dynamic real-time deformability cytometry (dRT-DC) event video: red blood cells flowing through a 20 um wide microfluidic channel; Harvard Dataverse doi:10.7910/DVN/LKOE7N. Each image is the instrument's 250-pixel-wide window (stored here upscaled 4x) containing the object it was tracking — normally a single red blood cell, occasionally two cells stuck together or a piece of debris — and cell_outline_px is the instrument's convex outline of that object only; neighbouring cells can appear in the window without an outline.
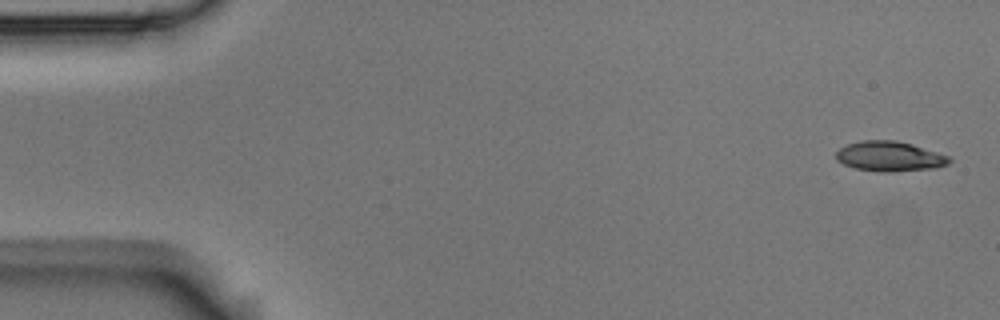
{"species": "Egyptian fruit bat (a non-hibernating species)", "species_latin": "Rousettus aegyptiacus", "temperature_condition": "room temperature", "stored_images_in_passage": 50, "camera_frame_rate_fps": 3000, "um_per_image_px": 0.085, "animal": {"sex": "male"}, "frame": {"image": 1, "passage_image": 1, "time_ms": 0.0, "image_size_px": [1000, 320], "cell_outline_px": [[952, 160], [948, 164], [936, 168], [896, 172], [880, 172], [856, 168], [844, 164], [836, 160], [836, 152], [840, 148], [848, 144], [860, 140], [896, 140], [912, 144], [952, 156]], "centroid_in_image_um": [75.67, 13.29], "position_along_channel_um": 9.3, "area_um2": 20.06}}
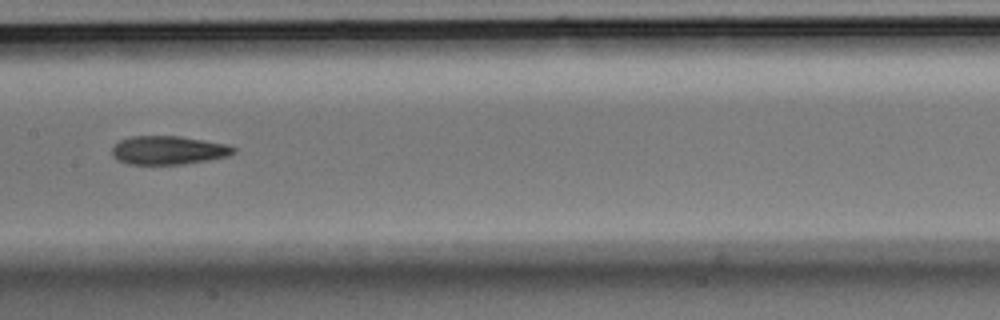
{"frame": {"image": 2, "passage_image": 26, "time_ms": 8.333, "image_size_px": [1000, 320], "cell_outline_px": [[236, 152], [228, 156], [208, 160], [184, 164], [128, 164], [116, 160], [112, 156], [112, 148], [120, 140], [132, 136], [180, 136], [228, 144], [236, 148]], "centroid_in_image_um": [14.32, 12.77], "position_along_channel_um": 193.1, "area_um2": 20.35}}
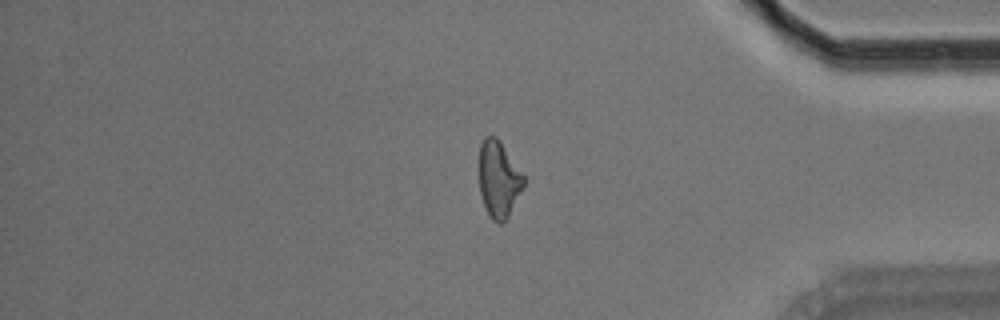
{"frame": {"image": 3, "passage_image": 44, "time_ms": 14.333, "image_size_px": [1000, 320], "cell_outline_px": [[524, 184], [508, 216], [500, 224], [496, 224], [492, 220], [484, 204], [480, 192], [480, 144], [484, 136], [496, 136], [500, 140], [524, 176]], "centroid_in_image_um": [42.38, 15.21], "position_along_channel_um": 392.8, "area_um2": 19.48}, "authors_computed_cell_mechanics": {"area_um2": 20.23, "velocity_mm_per_s": 3.7394, "shape_relaxation_time_tau1_ms": 6.6746, "shape_relaxation_time_tau2_ms": 2.3625, "deformation_change_tau1": 0.1811, "deformation_change_tau2": 0.1138}}